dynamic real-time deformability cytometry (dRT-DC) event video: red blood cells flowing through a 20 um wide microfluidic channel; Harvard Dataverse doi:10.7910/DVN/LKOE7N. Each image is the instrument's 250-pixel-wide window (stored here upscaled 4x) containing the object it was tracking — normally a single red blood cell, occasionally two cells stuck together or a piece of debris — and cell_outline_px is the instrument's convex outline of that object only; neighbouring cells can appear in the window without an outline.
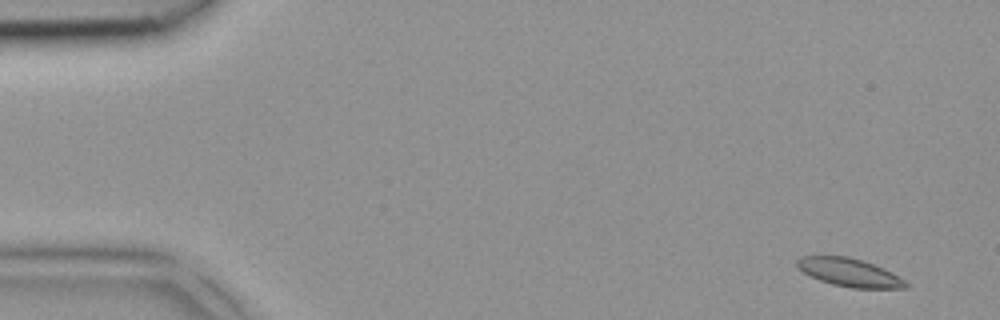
{"species": "common noctule bat (a hibernating species)", "species_latin": "Nyctalus noctula", "temperature_condition": "room temperature", "stored_images_in_passage": 6, "camera_frame_rate_fps": 3000, "um_per_image_px": 0.085, "animal": {"sex": "female", "body_mass_g": 18.4}, "frame": {"image": 1, "passage_image": 1, "time_ms": 0.0, "image_size_px": [1000, 320], "cell_outline_px": [[908, 288], [852, 288], [832, 284], [820, 280], [796, 268], [796, 260], [800, 256], [844, 256], [860, 260], [884, 268], [892, 272], [904, 280], [908, 284]], "centroid_in_image_um": [72.18, 23.16], "position_along_channel_um": 12.8, "area_um2": 17.69}}
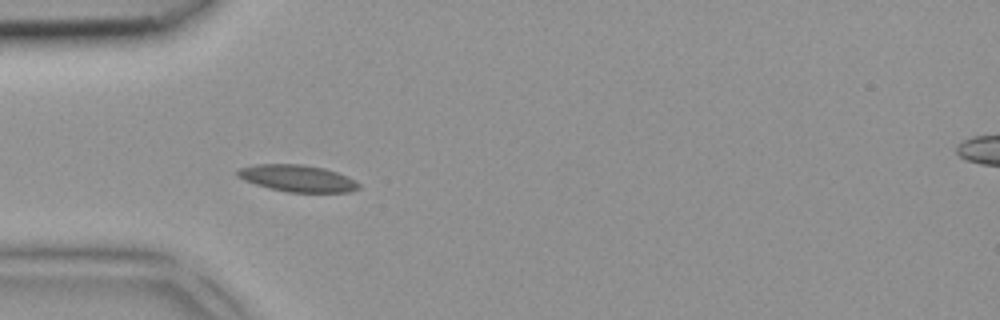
{"frame": {"image": 2, "passage_image": 4, "time_ms": 1.0, "image_size_px": [1000, 320], "cell_outline_px": [[360, 188], [348, 192], [288, 192], [268, 188], [244, 180], [236, 176], [236, 172], [240, 168], [256, 164], [304, 164], [324, 168], [336, 172], [360, 184]], "centroid_in_image_um": [25.24, 15.15], "position_along_channel_um": 59.8, "area_um2": 18.79}}